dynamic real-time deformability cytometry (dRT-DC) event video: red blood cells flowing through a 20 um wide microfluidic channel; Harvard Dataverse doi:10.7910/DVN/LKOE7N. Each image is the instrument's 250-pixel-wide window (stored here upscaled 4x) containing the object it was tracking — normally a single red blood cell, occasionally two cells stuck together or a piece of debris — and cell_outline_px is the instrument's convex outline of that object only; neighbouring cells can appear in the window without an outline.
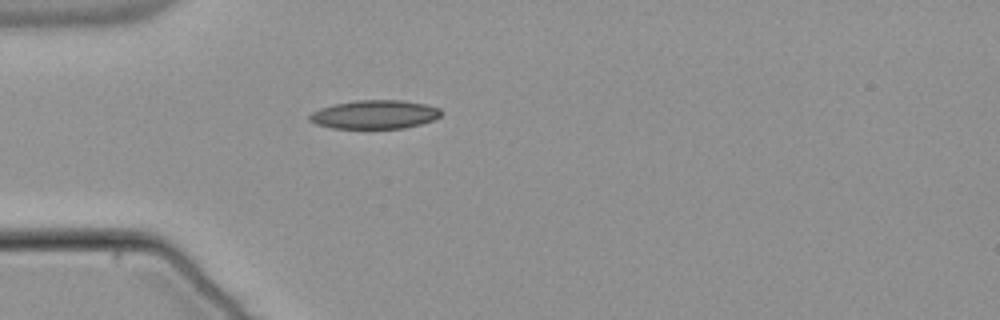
{"species": "common noctule bat (a hibernating species)", "species_latin": "Nyctalus noctula", "temperature_condition": "warm", "stored_images_in_passage": 35, "camera_frame_rate_fps": 3000, "um_per_image_px": 0.085, "animal": {"sex": "male", "body_mass_g": 21.5, "forearm_length_mm": 52.0}, "frame": {"image": 1, "passage_image": 1, "time_ms": 0.0, "image_size_px": [1000, 320], "cell_outline_px": [[444, 112], [440, 116], [432, 120], [420, 124], [404, 128], [332, 128], [316, 124], [308, 120], [308, 116], [312, 112], [320, 108], [336, 104], [356, 100], [400, 100], [424, 104], [440, 108]], "centroid_in_image_um": [31.85, 9.73], "position_along_channel_um": 53.2, "area_um2": 21.91}}
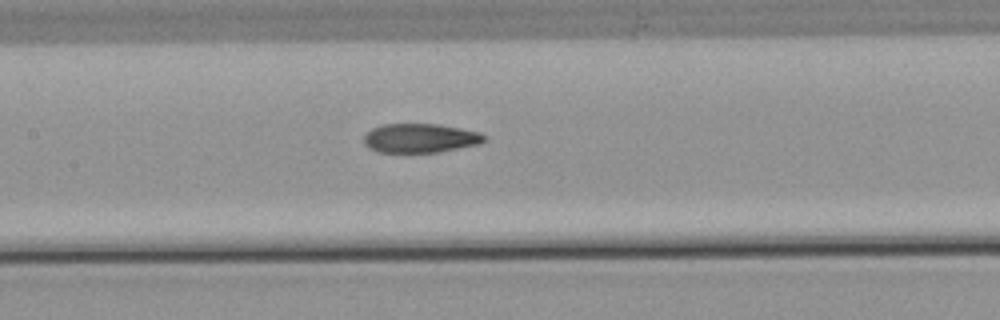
{"frame": {"image": 2, "passage_image": 11, "time_ms": 3.333, "image_size_px": [1000, 320], "cell_outline_px": [[484, 140], [480, 144], [440, 152], [380, 152], [368, 148], [364, 144], [364, 136], [372, 128], [384, 124], [436, 124], [460, 128], [480, 132], [484, 136]], "centroid_in_image_um": [35.71, 11.74], "position_along_channel_um": 171.7, "area_um2": 20.35}}
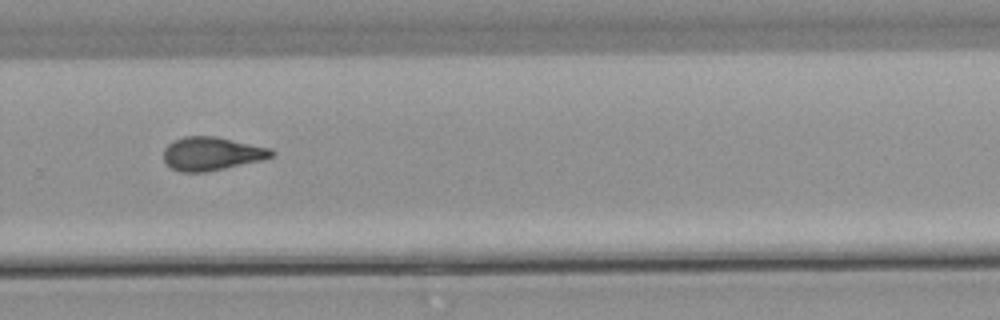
{"frame": {"image": 3, "passage_image": 22, "time_ms": 7.0, "image_size_px": [1000, 320], "cell_outline_px": [[276, 152], [272, 156], [260, 160], [224, 168], [204, 172], [180, 172], [172, 168], [164, 160], [164, 148], [168, 144], [184, 136], [216, 136], [272, 148]], "centroid_in_image_um": [18.0, 13.05], "position_along_channel_um": 311.8, "area_um2": 20.87}, "authors_computed_cell_mechanics": {"area_um2": 21.097, "velocity_mm_per_s": 3.836, "shape_relaxation_time_tau1_ms": 10.6215, "shape_relaxation_time_tau2_ms": 4.1178, "deformation_change_tau1": 0.2293, "deformation_change_tau2": 0.1048}}